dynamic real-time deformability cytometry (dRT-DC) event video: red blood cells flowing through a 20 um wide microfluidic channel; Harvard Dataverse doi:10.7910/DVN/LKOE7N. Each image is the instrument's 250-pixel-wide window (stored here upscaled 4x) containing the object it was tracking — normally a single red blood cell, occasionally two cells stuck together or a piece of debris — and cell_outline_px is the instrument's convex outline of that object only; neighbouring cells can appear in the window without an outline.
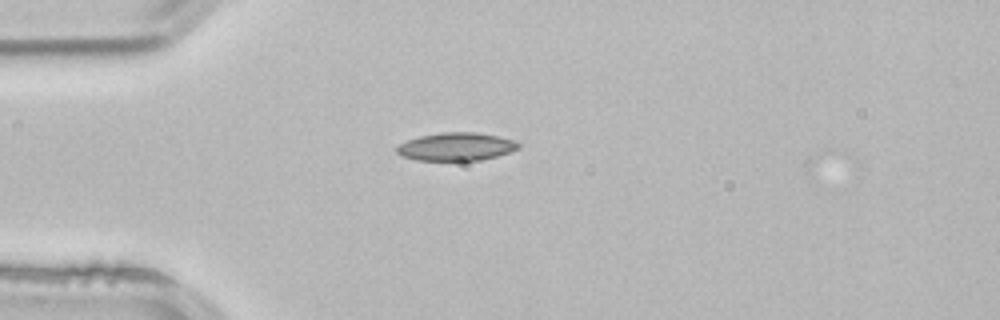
{"species": "common noctule bat (a hibernating species)", "species_latin": "Nyctalus noctula", "temperature_condition": "room temperature", "stored_images_in_passage": 1, "camera_frame_rate_fps": 3000, "um_per_image_px": 0.085, "animal": {"sex": "male", "body_mass_g": 21.5, "forearm_length_mm": 52.0}, "frame": {"image": 1, "passage_image": 1, "time_ms": 0.0, "image_size_px": [1000, 320], "cell_outline_px": [[520, 148], [496, 156], [480, 160], [416, 160], [400, 156], [396, 152], [396, 148], [400, 144], [408, 140], [420, 136], [444, 132], [476, 132], [516, 140], [520, 144]], "centroid_in_image_um": [38.77, 12.46], "position_along_channel_um": 46.2, "area_um2": 19.77}}